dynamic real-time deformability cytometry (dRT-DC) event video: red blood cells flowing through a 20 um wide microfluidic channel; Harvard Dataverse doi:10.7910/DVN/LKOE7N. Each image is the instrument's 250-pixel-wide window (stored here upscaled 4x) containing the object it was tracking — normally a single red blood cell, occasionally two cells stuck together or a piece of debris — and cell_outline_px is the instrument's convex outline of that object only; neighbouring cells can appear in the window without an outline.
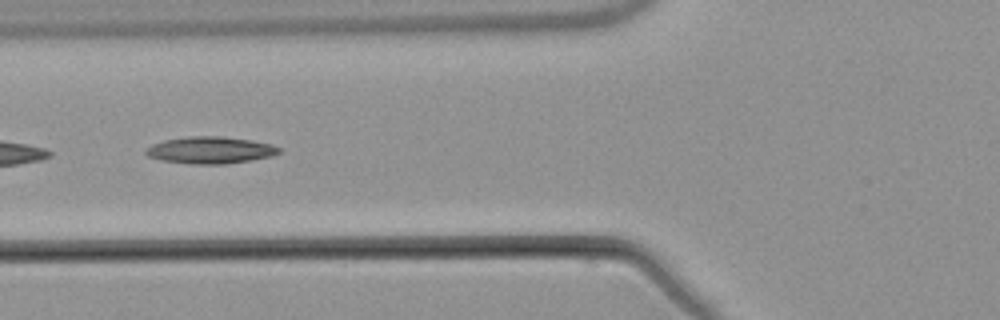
{"species": "common noctule bat (a hibernating species)", "species_latin": "Nyctalus noctula", "temperature_condition": "warm", "stored_images_in_passage": 8, "camera_frame_rate_fps": 3000, "um_per_image_px": 0.085, "animal": {"sex": "male", "body_mass_g": 21.5, "forearm_length_mm": 52.0}, "frame": {"image": 1, "passage_image": 6, "time_ms": 6.0, "image_size_px": [1000, 320], "cell_outline_px": [[280, 152], [272, 156], [252, 160], [224, 164], [192, 164], [160, 160], [148, 156], [144, 152], [152, 144], [164, 140], [188, 136], [220, 136], [252, 140], [272, 144], [280, 148]], "centroid_in_image_um": [17.89, 12.76], "position_along_channel_um": 107.9, "area_um2": 20.92}}
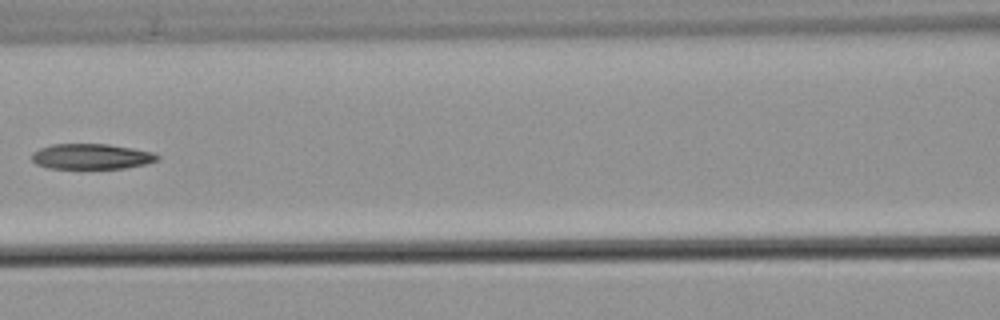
{"frame": {"image": 2, "passage_image": 7, "time_ms": 7.333, "image_size_px": [1000, 320], "cell_outline_px": [[160, 160], [144, 164], [124, 168], [48, 168], [36, 164], [32, 160], [32, 152], [40, 148], [52, 144], [108, 144], [132, 148], [152, 152], [160, 156]], "centroid_in_image_um": [7.76, 13.3], "position_along_channel_um": 158.8, "area_um2": 18.55}}